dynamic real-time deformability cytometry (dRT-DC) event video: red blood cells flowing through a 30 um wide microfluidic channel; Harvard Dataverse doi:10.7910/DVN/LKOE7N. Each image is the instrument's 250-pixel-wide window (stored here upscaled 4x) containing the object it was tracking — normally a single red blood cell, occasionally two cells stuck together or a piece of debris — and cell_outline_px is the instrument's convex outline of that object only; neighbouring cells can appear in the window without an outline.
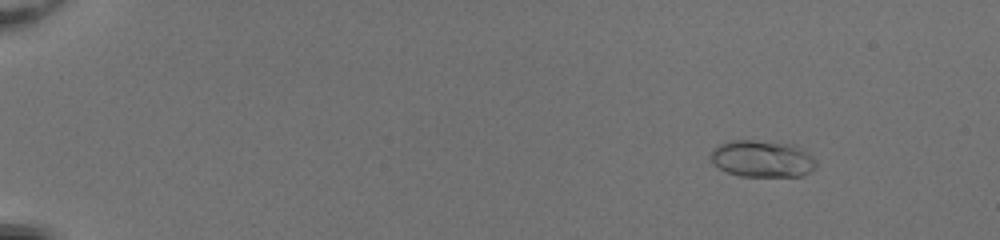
{"species": "common noctule bat (a hibernating species)", "species_latin": "Nyctalus noctula", "temperature_condition": "room temperature", "stored_images_in_passage": 47, "camera_frame_rate_fps": 3000, "um_per_image_px": 0.085, "animal": {"sex": "female", "body_mass_g": 20.0, "forearm_length_mm": 54.0}, "frame": {"image": 1, "passage_image": 1, "time_ms": 0.0, "image_size_px": [1000, 240], "cell_outline_px": [[816, 168], [800, 176], [740, 176], [728, 172], [720, 168], [712, 160], [712, 148], [728, 140], [756, 140], [792, 144], [800, 148], [812, 156], [816, 160]], "centroid_in_image_um": [64.8, 13.48], "position_along_channel_um": 20.2, "area_um2": 22.48}}
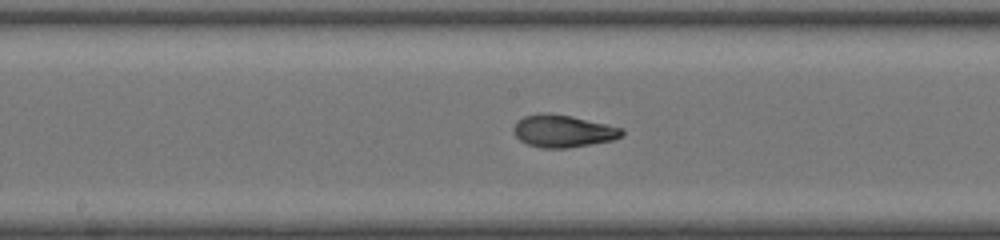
{"frame": {"image": 2, "passage_image": 25, "time_ms": 8.0, "image_size_px": [1000, 240], "cell_outline_px": [[624, 132], [620, 136], [612, 140], [568, 148], [540, 148], [528, 144], [520, 140], [516, 136], [512, 128], [524, 116], [540, 112], [548, 112], [572, 116], [624, 128]], "centroid_in_image_um": [47.85, 11.13], "position_along_channel_um": 200.4, "area_um2": 20.4}}
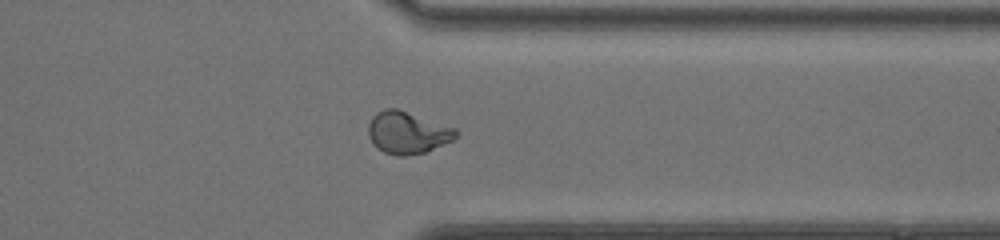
{"frame": {"image": 3, "passage_image": 38, "time_ms": 12.333, "image_size_px": [1000, 240], "cell_outline_px": [[460, 132], [452, 140], [424, 152], [404, 156], [400, 156], [384, 152], [368, 136], [368, 124], [372, 116], [376, 112], [384, 108], [396, 108], [456, 128]], "centroid_in_image_um": [34.63, 11.25], "position_along_channel_um": 376.8, "area_um2": 21.21}, "authors_computed_cell_mechanics": {"area_um2": 20.6924, "velocity_mm_per_s": 4.0823, "shape_relaxation_time_tau1_ms": 4.416, "shape_relaxation_time_tau2_ms": 0.8038, "deformation_change_tau1": 0.2016, "deformation_change_tau2": 0.0577}}